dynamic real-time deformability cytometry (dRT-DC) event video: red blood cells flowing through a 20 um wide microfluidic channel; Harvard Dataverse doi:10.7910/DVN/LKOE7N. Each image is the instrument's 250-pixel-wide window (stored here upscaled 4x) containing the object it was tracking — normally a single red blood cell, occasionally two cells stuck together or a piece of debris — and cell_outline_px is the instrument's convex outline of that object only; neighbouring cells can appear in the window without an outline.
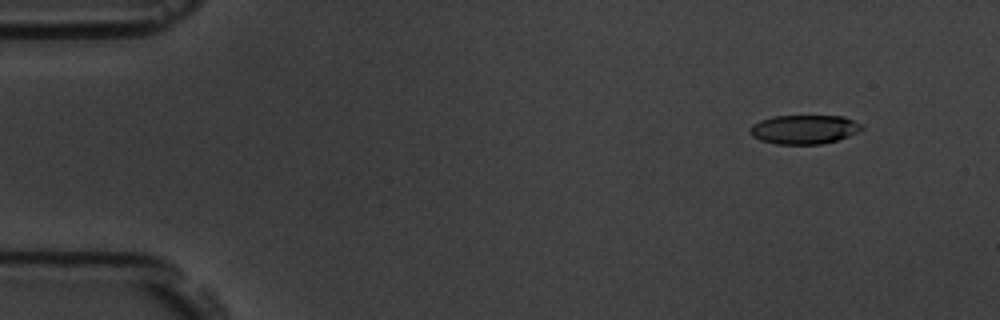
{"species": "common noctule bat (a hibernating species)", "species_latin": "Nyctalus noctula", "temperature_condition": "room temperature", "stored_images_in_passage": 6, "camera_frame_rate_fps": 3000, "um_per_image_px": 0.085, "animal": {"sex": "male", "body_mass_g": 19.5, "forearm_length_mm": 54.6}, "frame": {"image": 1, "passage_image": 1, "time_ms": 0.0, "image_size_px": [1000, 320], "cell_outline_px": [[864, 128], [848, 136], [836, 140], [820, 144], [776, 144], [760, 140], [752, 136], [748, 132], [752, 124], [760, 120], [772, 116], [844, 116], [864, 124]], "centroid_in_image_um": [68.34, 10.99], "position_along_channel_um": 16.7, "area_um2": 19.02}}
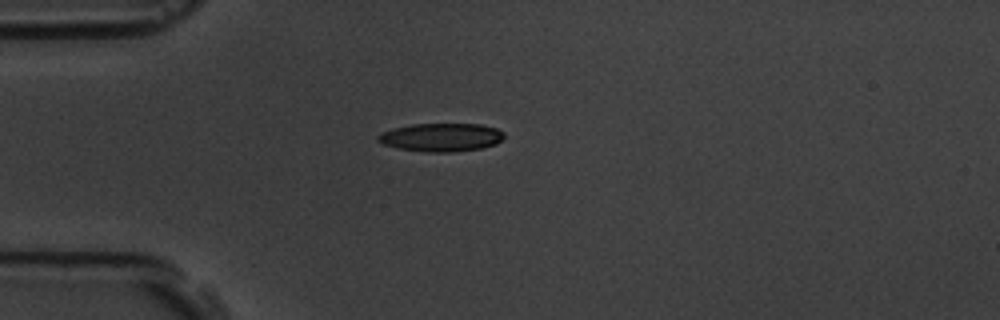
{"frame": {"image": 2, "passage_image": 4, "time_ms": 3.333, "image_size_px": [1000, 320], "cell_outline_px": [[504, 136], [496, 144], [480, 148], [452, 152], [428, 152], [396, 148], [384, 144], [376, 140], [376, 136], [380, 132], [392, 128], [412, 124], [480, 124], [496, 128], [504, 132]], "centroid_in_image_um": [37.46, 11.66], "position_along_channel_um": 47.5, "area_um2": 20.87}}
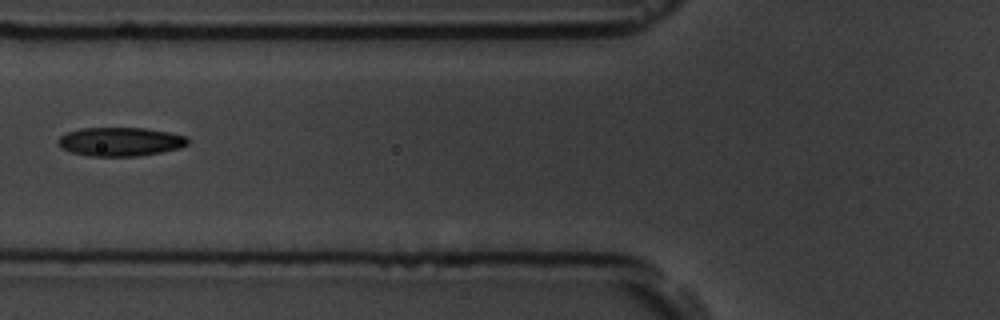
{"frame": {"image": 3, "passage_image": 6, "time_ms": 5.667, "image_size_px": [1000, 320], "cell_outline_px": [[188, 144], [180, 148], [160, 152], [136, 156], [88, 156], [72, 152], [56, 144], [56, 140], [60, 136], [68, 132], [80, 128], [144, 128], [168, 132], [188, 136]], "centroid_in_image_um": [10.22, 12.04], "position_along_channel_um": 115.6, "area_um2": 21.73}}